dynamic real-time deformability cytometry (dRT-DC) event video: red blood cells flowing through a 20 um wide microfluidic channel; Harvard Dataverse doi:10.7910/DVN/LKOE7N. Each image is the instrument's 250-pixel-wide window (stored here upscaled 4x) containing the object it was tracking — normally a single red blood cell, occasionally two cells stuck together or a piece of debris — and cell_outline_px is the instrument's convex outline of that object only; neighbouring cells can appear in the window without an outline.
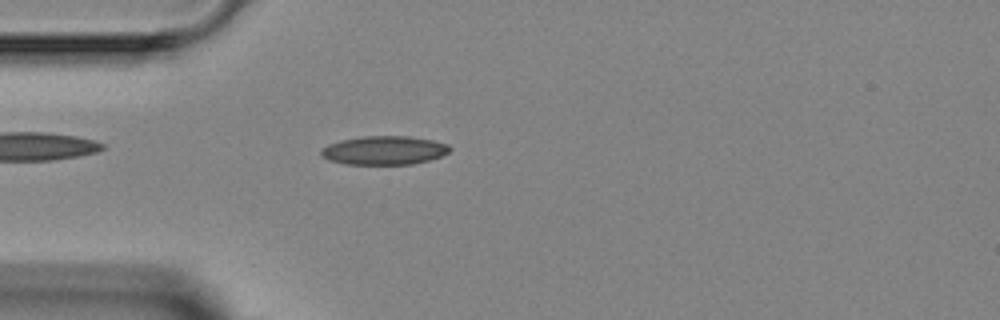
{"species": "Egyptian fruit bat (a non-hibernating species)", "species_latin": "Rousettus aegyptiacus", "temperature_condition": "room temperature", "stored_images_in_passage": 4, "camera_frame_rate_fps": 3000, "um_per_image_px": 0.085, "animal": {"sex": "female"}, "frame": {"image": 1, "passage_image": 4, "time_ms": 3.667, "image_size_px": [1000, 320], "cell_outline_px": [[452, 148], [448, 152], [440, 156], [428, 160], [412, 164], [344, 164], [328, 160], [320, 156], [320, 152], [328, 144], [340, 140], [364, 136], [408, 136], [432, 140], [448, 144]], "centroid_in_image_um": [32.63, 12.78], "position_along_channel_um": 52.4, "area_um2": 21.5}}